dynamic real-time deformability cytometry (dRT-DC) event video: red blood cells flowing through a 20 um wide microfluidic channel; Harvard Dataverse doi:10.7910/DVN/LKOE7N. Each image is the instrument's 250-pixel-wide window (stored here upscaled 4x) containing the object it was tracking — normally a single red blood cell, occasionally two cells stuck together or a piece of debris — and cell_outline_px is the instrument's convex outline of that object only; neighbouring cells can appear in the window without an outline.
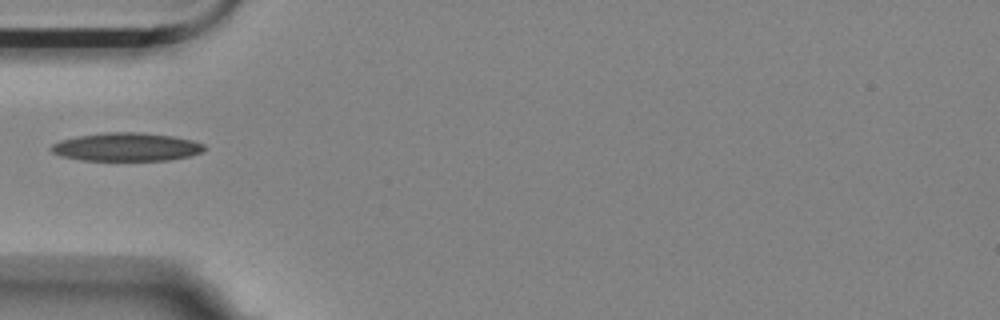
{"species": "Egyptian fruit bat (a non-hibernating species)", "species_latin": "Rousettus aegyptiacus", "temperature_condition": "room temperature", "stored_images_in_passage": 36, "camera_frame_rate_fps": 3000, "um_per_image_px": 0.085, "animal": {"sex": "female"}, "frame": {"image": 1, "passage_image": 1, "time_ms": 0.0, "image_size_px": [1000, 320], "cell_outline_px": [[208, 148], [200, 152], [188, 156], [168, 160], [80, 160], [60, 156], [52, 152], [48, 148], [52, 144], [60, 140], [76, 136], [104, 132], [140, 132], [172, 136], [192, 140], [204, 144]], "centroid_in_image_um": [10.71, 12.48], "position_along_channel_um": 74.3, "area_um2": 25.37}}
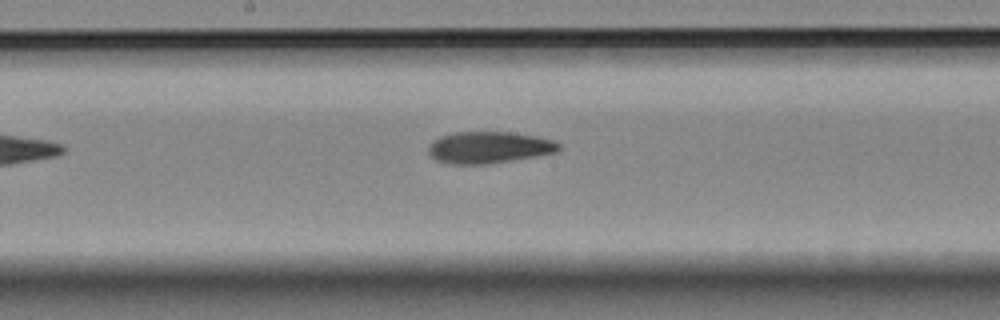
{"frame": {"image": 2, "passage_image": 12, "time_ms": 3.667, "image_size_px": [1000, 320], "cell_outline_px": [[560, 148], [556, 152], [536, 156], [484, 164], [448, 164], [436, 160], [428, 152], [428, 144], [432, 140], [440, 136], [456, 132], [512, 132], [536, 136], [552, 140], [560, 144]], "centroid_in_image_um": [41.52, 12.52], "position_along_channel_um": 206.7, "area_um2": 24.04}}
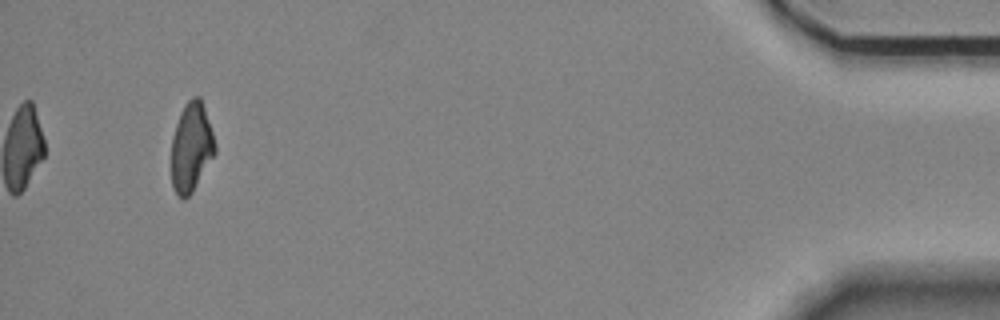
{"frame": {"image": 3, "passage_image": 36, "time_ms": 11.667, "image_size_px": [1000, 320], "cell_outline_px": [[216, 152], [192, 192], [184, 200], [180, 200], [176, 196], [172, 188], [172, 136], [180, 112], [184, 104], [192, 96], [200, 96], [216, 144]], "centroid_in_image_um": [16.24, 12.54], "position_along_channel_um": 419.0, "area_um2": 22.72}}